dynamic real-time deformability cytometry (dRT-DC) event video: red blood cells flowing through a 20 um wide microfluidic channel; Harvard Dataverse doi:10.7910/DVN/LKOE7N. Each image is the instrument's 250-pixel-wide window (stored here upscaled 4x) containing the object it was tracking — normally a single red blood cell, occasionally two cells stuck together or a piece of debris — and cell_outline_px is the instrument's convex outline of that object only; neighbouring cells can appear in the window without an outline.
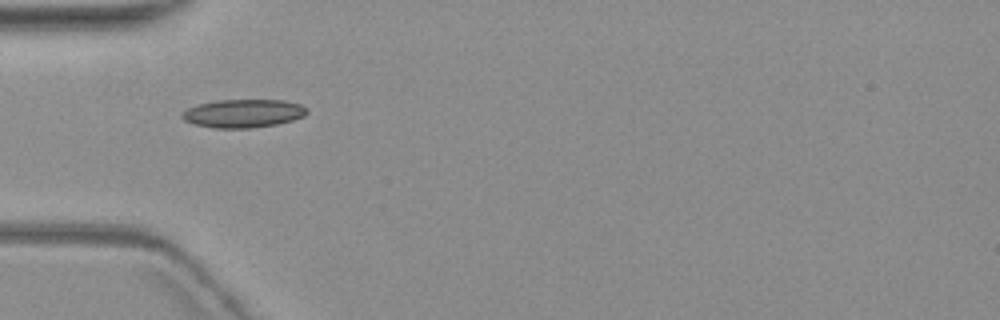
{"species": "common noctule bat (a hibernating species)", "species_latin": "Nyctalus noctula", "temperature_condition": "warm", "stored_images_in_passage": 5, "camera_frame_rate_fps": 3000, "um_per_image_px": 0.085, "animal": {"sex": "female", "body_mass_g": 19.3, "forearm_length_mm": 54.1}, "frame": {"image": 1, "passage_image": 1, "time_ms": 0.0, "image_size_px": [1000, 320], "cell_outline_px": [[308, 112], [304, 116], [292, 120], [276, 124], [252, 128], [212, 128], [196, 124], [184, 120], [180, 116], [188, 108], [196, 104], [216, 100], [284, 100], [300, 104], [308, 108]], "centroid_in_image_um": [20.69, 9.63], "position_along_channel_um": 64.3, "area_um2": 20.63}}
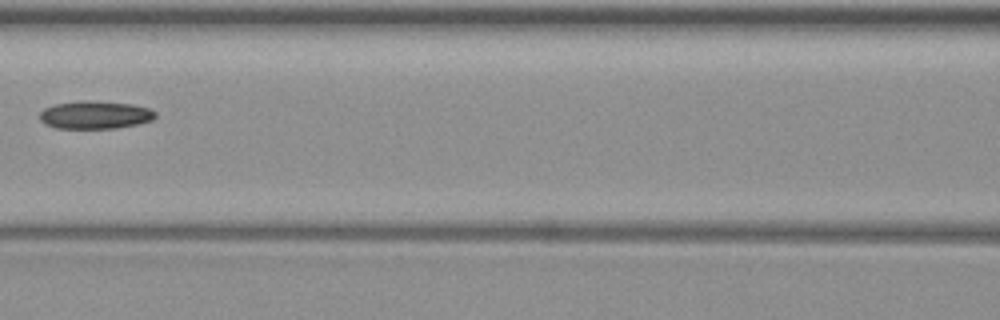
{"frame": {"image": 2, "passage_image": 3, "time_ms": 2.667, "image_size_px": [1000, 320], "cell_outline_px": [[156, 116], [152, 120], [136, 124], [116, 128], [56, 128], [44, 124], [40, 120], [40, 112], [44, 108], [56, 104], [80, 100], [92, 100], [132, 104], [148, 108], [156, 112]], "centroid_in_image_um": [8.06, 9.76], "position_along_channel_um": 158.5, "area_um2": 18.84}}
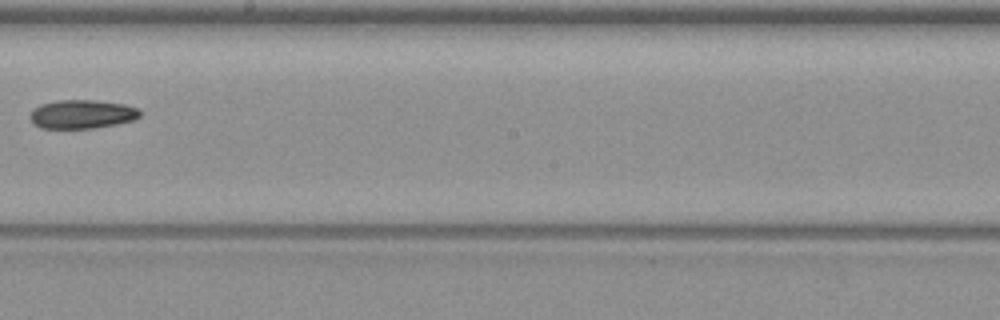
{"frame": {"image": 3, "passage_image": 5, "time_ms": 5.0, "image_size_px": [1000, 320], "cell_outline_px": [[140, 116], [136, 120], [96, 128], [40, 128], [32, 124], [28, 116], [32, 108], [40, 104], [60, 100], [96, 100], [124, 104], [140, 108]], "centroid_in_image_um": [6.95, 9.71], "position_along_channel_um": 241.3, "area_um2": 18.79}}